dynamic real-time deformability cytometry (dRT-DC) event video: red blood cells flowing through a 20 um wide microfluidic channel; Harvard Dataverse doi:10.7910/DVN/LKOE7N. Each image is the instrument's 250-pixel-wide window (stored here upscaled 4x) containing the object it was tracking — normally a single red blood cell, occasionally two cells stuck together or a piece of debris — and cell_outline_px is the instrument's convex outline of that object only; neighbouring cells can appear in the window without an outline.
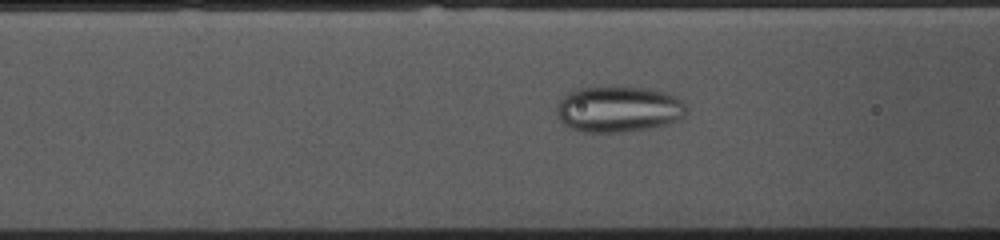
{"species": "common noctule bat (a hibernating species)", "species_latin": "Nyctalus noctula", "temperature_condition": "cold", "stored_images_in_passage": 53, "camera_frame_rate_fps": 3000, "um_per_image_px": 0.085, "animal": {"sex": "female", "body_mass_g": 10.0, "forearm_length_mm": 53.1}, "frame": {"image": 1, "passage_image": 19, "time_ms": 6.0, "image_size_px": [1000, 240], "cell_outline_px": [[688, 112], [684, 116], [668, 124], [648, 128], [624, 132], [576, 132], [564, 124], [560, 120], [556, 112], [556, 108], [560, 100], [568, 92], [576, 88], [644, 88], [664, 92], [676, 96], [688, 108]], "centroid_in_image_um": [52.55, 9.3], "position_along_channel_um": 114.0, "area_um2": 34.68}}
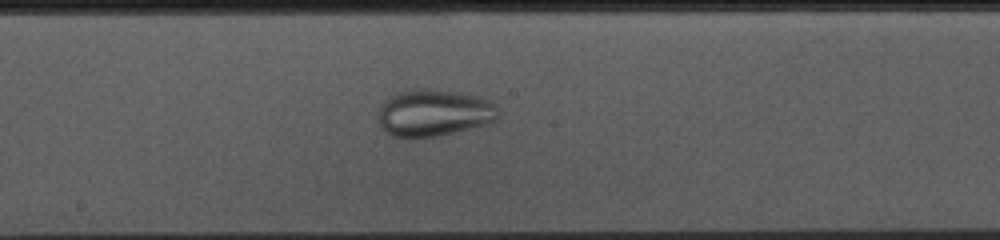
{"frame": {"image": 2, "passage_image": 27, "time_ms": 8.667, "image_size_px": [1000, 240], "cell_outline_px": [[500, 112], [496, 120], [484, 124], [436, 136], [392, 136], [384, 132], [380, 124], [380, 108], [384, 100], [388, 96], [396, 92], [416, 88], [428, 88], [456, 92], [480, 96], [492, 100], [496, 104]], "centroid_in_image_um": [36.9, 9.55], "position_along_channel_um": 211.3, "area_um2": 32.71}}
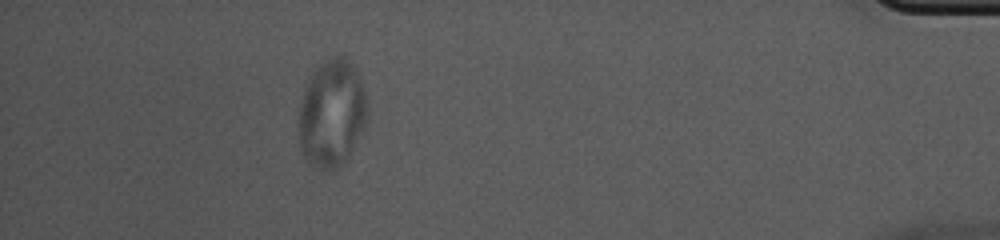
{"frame": {"image": 3, "passage_image": 48, "time_ms": 15.667, "image_size_px": [1000, 240], "cell_outline_px": [[368, 120], [364, 128], [348, 156], [332, 172], [328, 172], [308, 164], [304, 160], [300, 148], [300, 100], [308, 76], [320, 60], [328, 56], [344, 56], [356, 64], [360, 76], [368, 104]], "centroid_in_image_um": [28.21, 9.58], "position_along_channel_um": 407.0, "area_um2": 44.1}}